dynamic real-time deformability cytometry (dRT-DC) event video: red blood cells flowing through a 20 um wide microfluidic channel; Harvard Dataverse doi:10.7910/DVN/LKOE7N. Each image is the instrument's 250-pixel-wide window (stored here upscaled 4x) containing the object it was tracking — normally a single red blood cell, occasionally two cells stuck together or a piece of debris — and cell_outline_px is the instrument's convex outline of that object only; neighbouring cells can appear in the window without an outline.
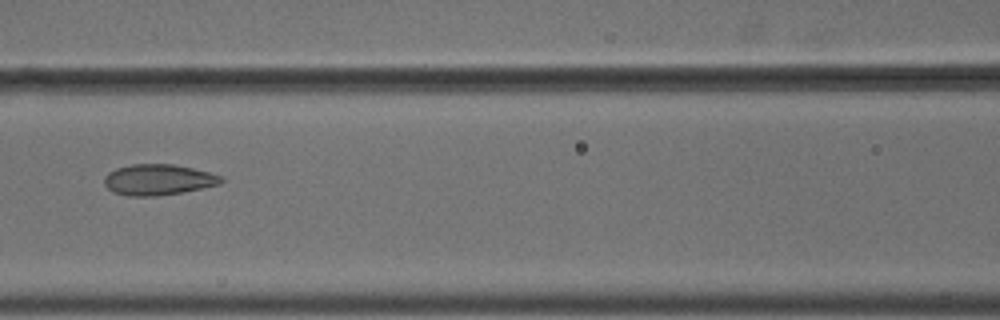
{"species": "common noctule bat (a hibernating species)", "species_latin": "Nyctalus noctula", "temperature_condition": "cold", "stored_images_in_passage": 4, "camera_frame_rate_fps": 3000, "um_per_image_px": 0.085, "animal": {"sex": "male", "body_mass_g": 18.8}, "frame": {"image": 1, "passage_image": 3, "time_ms": 0.667, "image_size_px": [1000, 320], "cell_outline_px": [[224, 180], [220, 184], [184, 192], [156, 196], [128, 196], [112, 192], [104, 184], [104, 176], [108, 172], [116, 168], [132, 164], [172, 164], [192, 168], [224, 176]], "centroid_in_image_um": [13.44, 15.28], "position_along_channel_um": 153.2, "area_um2": 21.15}}
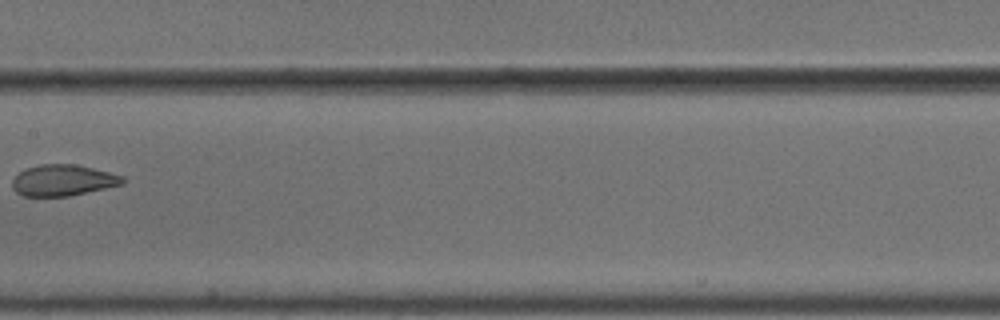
{"frame": {"image": 2, "passage_image": 4, "time_ms": 1.0, "image_size_px": [1000, 320], "cell_outline_px": [[124, 184], [68, 196], [24, 196], [16, 192], [12, 188], [12, 180], [20, 172], [28, 168], [40, 164], [72, 164], [92, 168], [124, 176]], "centroid_in_image_um": [5.35, 15.33], "position_along_channel_um": 202.1, "area_um2": 19.83}}